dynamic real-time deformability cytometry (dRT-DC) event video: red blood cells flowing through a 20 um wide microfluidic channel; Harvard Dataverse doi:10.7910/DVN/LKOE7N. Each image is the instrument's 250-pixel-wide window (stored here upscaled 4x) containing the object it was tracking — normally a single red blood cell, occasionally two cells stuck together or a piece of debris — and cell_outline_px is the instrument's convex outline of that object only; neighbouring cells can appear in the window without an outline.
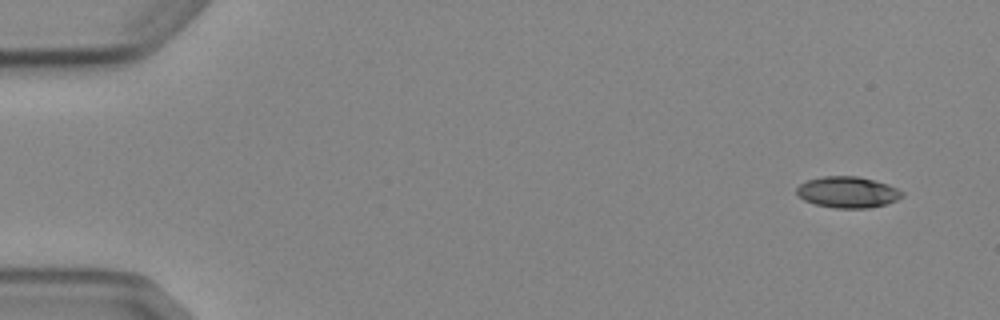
{"species": "Egyptian fruit bat (a non-hibernating species)", "species_latin": "Rousettus aegyptiacus", "temperature_condition": "cold", "stored_images_in_passage": 7, "camera_frame_rate_fps": 3000, "um_per_image_px": 0.085, "animal": {"sex": "female"}, "frame": {"image": 1, "passage_image": 1, "time_ms": 0.0, "image_size_px": [1000, 320], "cell_outline_px": [[904, 196], [896, 200], [884, 204], [868, 208], [836, 208], [816, 204], [804, 200], [796, 192], [796, 188], [800, 184], [808, 180], [824, 176], [856, 176], [888, 184], [904, 192]], "centroid_in_image_um": [72.06, 16.33], "position_along_channel_um": 12.9, "area_um2": 18.96}}
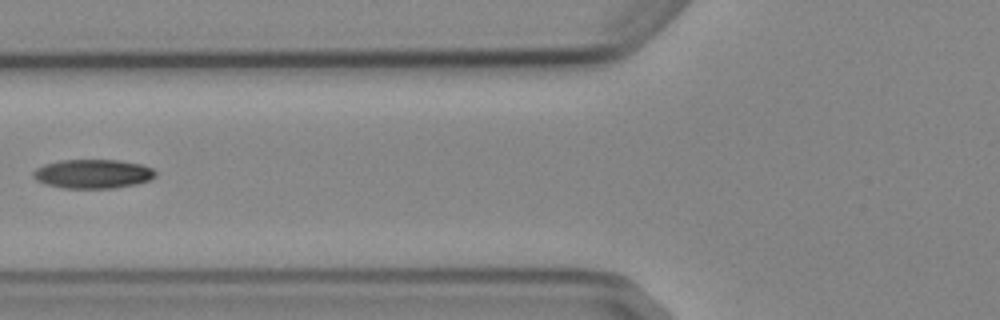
{"frame": {"image": 2, "passage_image": 6, "time_ms": 6.0, "image_size_px": [1000, 320], "cell_outline_px": [[156, 176], [152, 180], [136, 184], [112, 188], [64, 188], [44, 184], [36, 180], [32, 176], [32, 172], [36, 168], [44, 164], [60, 160], [116, 160], [140, 164], [152, 168], [156, 172]], "centroid_in_image_um": [7.88, 14.78], "position_along_channel_um": 117.9, "area_um2": 20.81}}
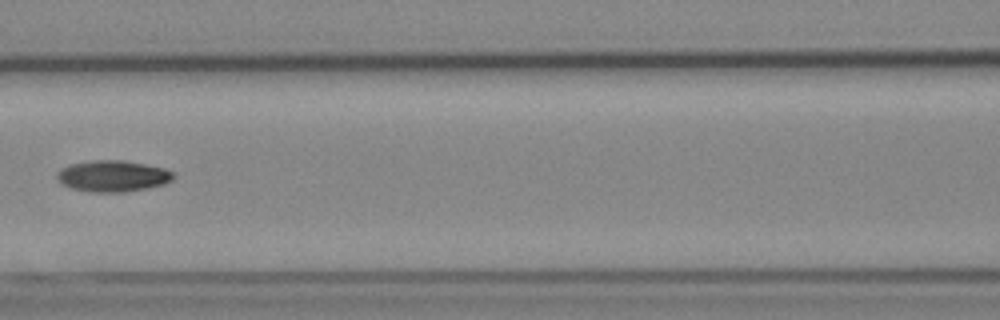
{"frame": {"image": 3, "passage_image": 7, "time_ms": 7.0, "image_size_px": [1000, 320], "cell_outline_px": [[176, 176], [172, 180], [164, 184], [148, 188], [124, 192], [92, 192], [72, 188], [60, 184], [56, 180], [56, 172], [60, 168], [72, 164], [92, 160], [124, 160], [164, 168], [172, 172]], "centroid_in_image_um": [9.56, 14.97], "position_along_channel_um": 157.0, "area_um2": 21.39}}